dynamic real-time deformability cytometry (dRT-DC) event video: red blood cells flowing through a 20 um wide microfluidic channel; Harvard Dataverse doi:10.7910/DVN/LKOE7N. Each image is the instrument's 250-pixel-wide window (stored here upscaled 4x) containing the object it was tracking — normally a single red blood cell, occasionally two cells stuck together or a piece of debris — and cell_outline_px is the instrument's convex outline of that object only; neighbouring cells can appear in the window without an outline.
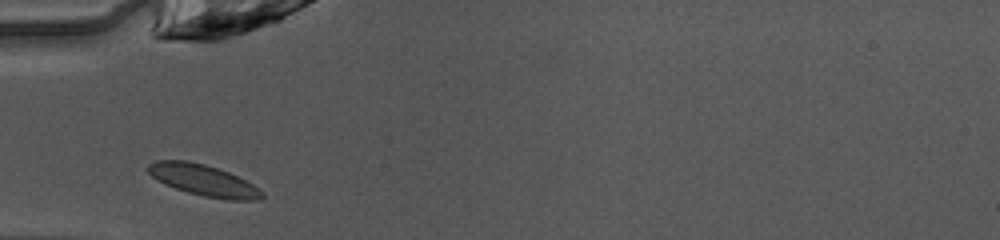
{"species": "common noctule bat (a hibernating species)", "species_latin": "Nyctalus noctula", "temperature_condition": "warm", "stored_images_in_passage": 28, "camera_frame_rate_fps": 3000, "um_per_image_px": 0.085, "animal": {"sex": "female", "body_mass_g": 10.0, "forearm_length_mm": 53.1}, "frame": {"image": 1, "passage_image": 1, "time_ms": 0.0, "image_size_px": [1000, 240], "cell_outline_px": [[264, 196], [260, 200], [228, 200], [204, 196], [188, 192], [164, 184], [152, 176], [144, 168], [148, 164], [156, 160], [188, 160], [204, 164], [228, 172], [260, 188], [264, 192]], "centroid_in_image_um": [17.28, 15.32], "position_along_channel_um": 67.7, "area_um2": 20.75}}
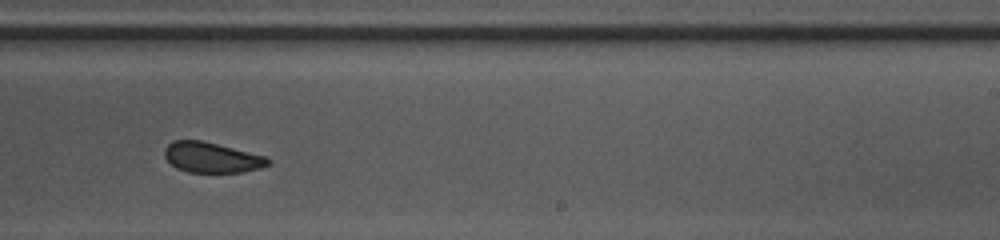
{"frame": {"image": 2, "passage_image": 16, "time_ms": 5.0, "image_size_px": [1000, 240], "cell_outline_px": [[272, 160], [268, 164], [260, 168], [244, 172], [188, 172], [176, 168], [164, 156], [164, 148], [172, 140], [200, 140], [264, 156]], "centroid_in_image_um": [17.96, 13.39], "position_along_channel_um": 271.0, "area_um2": 18.09}}
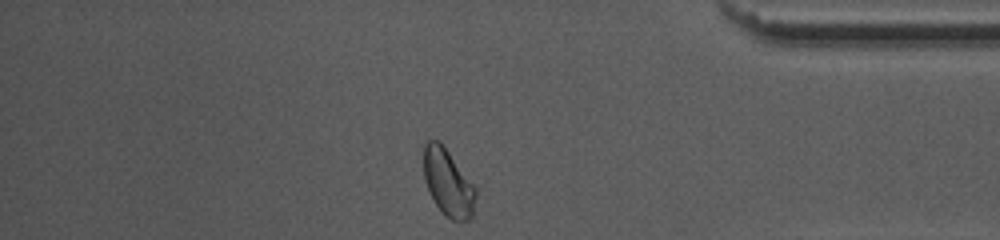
{"frame": {"image": 3, "passage_image": 27, "time_ms": 8.667, "image_size_px": [1000, 240], "cell_outline_px": [[476, 196], [472, 216], [468, 220], [452, 220], [436, 204], [428, 188], [424, 176], [424, 144], [428, 140], [440, 140], [476, 188]], "centroid_in_image_um": [38.09, 15.49], "position_along_channel_um": 397.1, "area_um2": 19.88}, "authors_computed_cell_mechanics": {"area_um2": 19.5942, "velocity_mm_per_s": 4.0621, "shape_relaxation_time_tau1_ms": 3.6493, "shape_relaxation_time_tau2_ms": 1.0188, "deformation_change_tau1": 0.0711, "deformation_change_tau2": 0.0528}}